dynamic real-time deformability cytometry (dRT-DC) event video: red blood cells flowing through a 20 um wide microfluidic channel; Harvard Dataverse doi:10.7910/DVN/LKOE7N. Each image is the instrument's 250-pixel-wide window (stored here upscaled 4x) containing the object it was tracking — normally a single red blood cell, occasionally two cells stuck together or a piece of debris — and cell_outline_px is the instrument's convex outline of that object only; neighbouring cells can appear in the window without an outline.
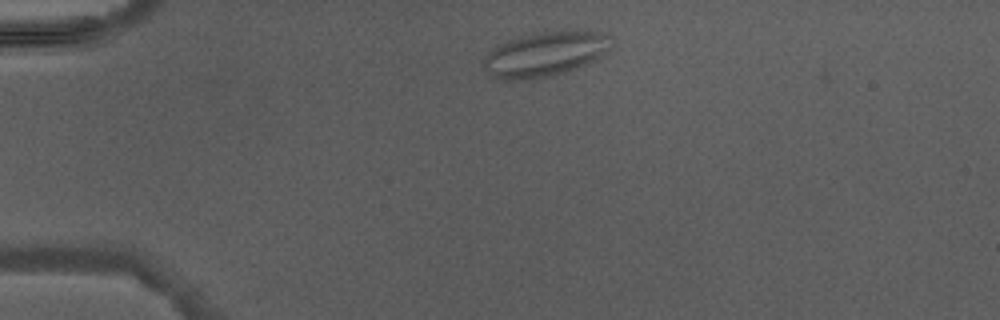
{"species": "Egyptian fruit bat (a non-hibernating species)", "species_latin": "Rousettus aegyptiacus", "temperature_condition": "warm", "stored_images_in_passage": 2, "camera_frame_rate_fps": 3000, "um_per_image_px": 0.085, "animal": {"sex": "male"}, "frame": {"image": 1, "passage_image": 1, "time_ms": 0.0, "image_size_px": [1000, 320], "cell_outline_px": [[612, 48], [604, 56], [588, 64], [552, 76], [532, 80], [500, 80], [492, 76], [480, 64], [480, 60], [496, 44], [504, 40], [532, 32], [560, 28], [580, 28], [608, 32], [612, 36]], "centroid_in_image_um": [46.38, 4.53], "position_along_channel_um": 38.6, "area_um2": 35.6}}